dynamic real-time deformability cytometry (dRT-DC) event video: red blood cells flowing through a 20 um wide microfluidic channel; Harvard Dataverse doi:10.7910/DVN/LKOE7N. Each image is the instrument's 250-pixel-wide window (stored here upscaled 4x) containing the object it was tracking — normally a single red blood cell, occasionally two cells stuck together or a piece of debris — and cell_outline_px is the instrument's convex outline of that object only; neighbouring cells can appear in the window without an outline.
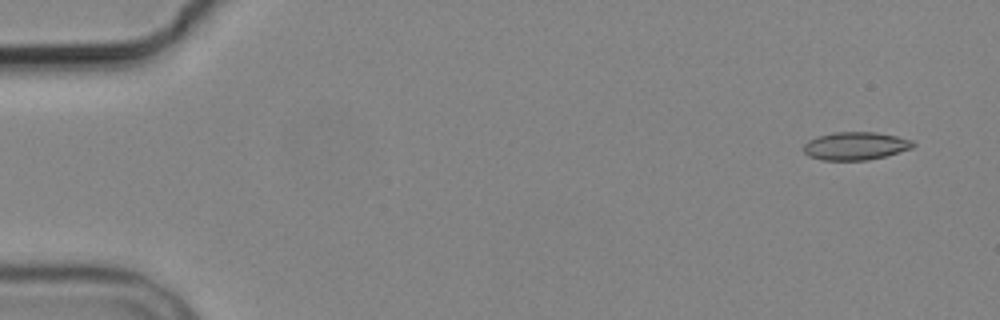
{"species": "common noctule bat (a hibernating species)", "species_latin": "Nyctalus noctula", "temperature_condition": "cold", "stored_images_in_passage": 4, "camera_frame_rate_fps": 3000, "um_per_image_px": 0.085, "animal": {"sex": "male", "body_mass_g": 19.2, "forearm_length_mm": 51.8}, "frame": {"image": 1, "passage_image": 1, "time_ms": 0.0, "image_size_px": [1000, 320], "cell_outline_px": [[916, 144], [912, 148], [884, 156], [868, 160], [820, 160], [808, 156], [804, 152], [804, 144], [808, 140], [816, 136], [832, 132], [876, 132], [896, 136], [912, 140]], "centroid_in_image_um": [72.68, 12.4], "position_along_channel_um": 12.3, "area_um2": 17.92}}
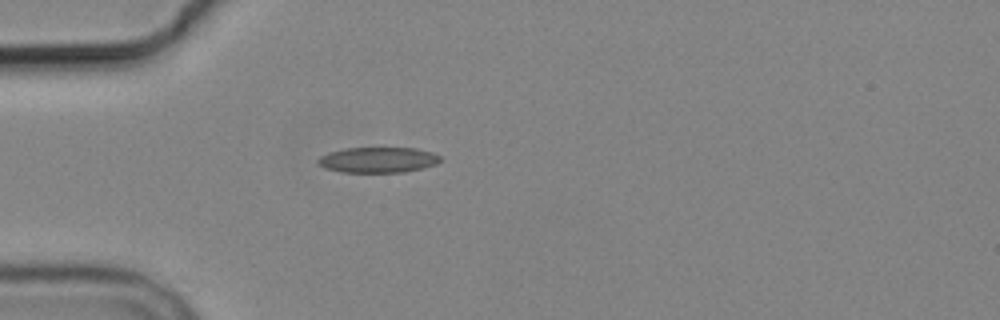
{"frame": {"image": 2, "passage_image": 4, "time_ms": 4.333, "image_size_px": [1000, 320], "cell_outline_px": [[440, 160], [436, 164], [404, 172], [340, 172], [324, 168], [316, 160], [320, 156], [344, 148], [416, 148], [432, 152], [440, 156]], "centroid_in_image_um": [32.12, 13.59], "position_along_channel_um": 52.9, "area_um2": 18.03}}